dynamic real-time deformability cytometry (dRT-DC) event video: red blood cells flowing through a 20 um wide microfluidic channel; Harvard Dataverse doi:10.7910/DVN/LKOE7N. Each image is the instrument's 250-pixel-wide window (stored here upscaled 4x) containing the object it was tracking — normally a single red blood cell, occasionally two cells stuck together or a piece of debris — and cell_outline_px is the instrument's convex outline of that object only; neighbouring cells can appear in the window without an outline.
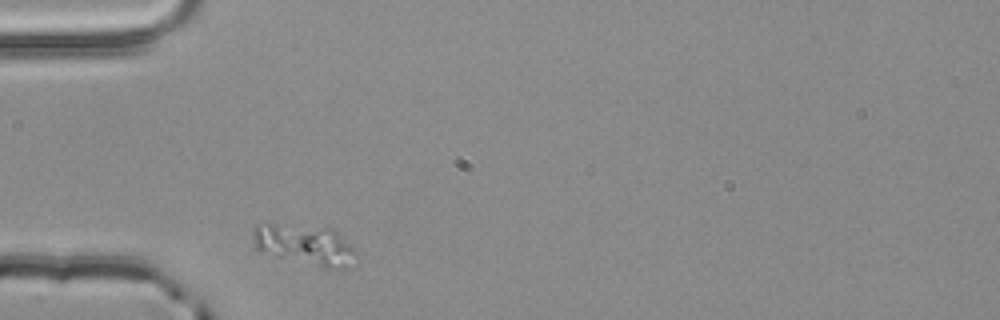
{"species": "common noctule bat (a hibernating species)", "species_latin": "Nyctalus noctula", "temperature_condition": "room temperature", "stored_images_in_passage": 1, "camera_frame_rate_fps": 3000, "um_per_image_px": 0.085, "animal": {"sex": "male", "body_mass_g": 20.4}, "frame": {"image": 1, "passage_image": 1, "time_ms": 0.0, "image_size_px": [1000, 320], "cell_outline_px": [[356, 252], [348, 268], [324, 268], [280, 256], [256, 248], [252, 236], [256, 224], [272, 224], [332, 228]], "centroid_in_image_um": [25.91, 20.8], "position_along_channel_um": 59.1, "area_um2": 23.35}}